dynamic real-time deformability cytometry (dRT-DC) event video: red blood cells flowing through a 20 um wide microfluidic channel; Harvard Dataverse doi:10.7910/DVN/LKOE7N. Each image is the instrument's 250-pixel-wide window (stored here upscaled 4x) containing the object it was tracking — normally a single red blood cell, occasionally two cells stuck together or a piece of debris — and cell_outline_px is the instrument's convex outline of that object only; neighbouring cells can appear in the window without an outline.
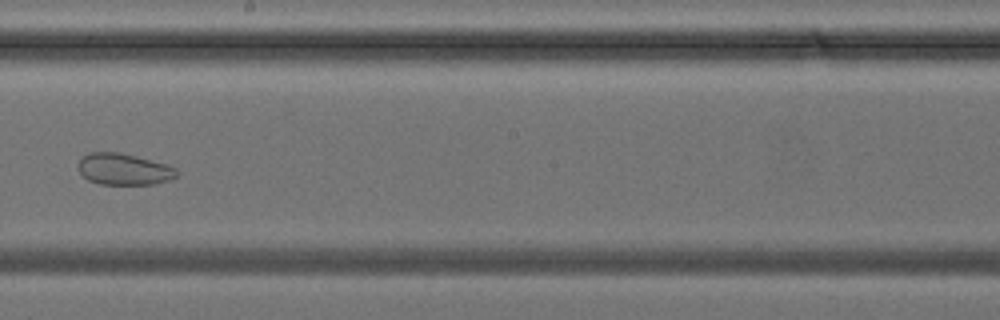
{"species": "common noctule bat (a hibernating species)", "species_latin": "Nyctalus noctula", "temperature_condition": "cold", "stored_images_in_passage": 40, "camera_frame_rate_fps": 3000, "um_per_image_px": 0.085, "animal": {"sex": "female", "body_mass_g": 24.6, "forearm_length_mm": 56.2}, "frame": {"image": 1, "passage_image": 23, "time_ms": 7.333, "image_size_px": [1000, 320], "cell_outline_px": [[180, 172], [176, 176], [168, 180], [152, 184], [100, 184], [88, 180], [80, 172], [80, 160], [88, 152], [120, 152], [168, 164], [176, 168]], "centroid_in_image_um": [10.57, 14.37], "position_along_channel_um": 237.6, "area_um2": 17.98}}